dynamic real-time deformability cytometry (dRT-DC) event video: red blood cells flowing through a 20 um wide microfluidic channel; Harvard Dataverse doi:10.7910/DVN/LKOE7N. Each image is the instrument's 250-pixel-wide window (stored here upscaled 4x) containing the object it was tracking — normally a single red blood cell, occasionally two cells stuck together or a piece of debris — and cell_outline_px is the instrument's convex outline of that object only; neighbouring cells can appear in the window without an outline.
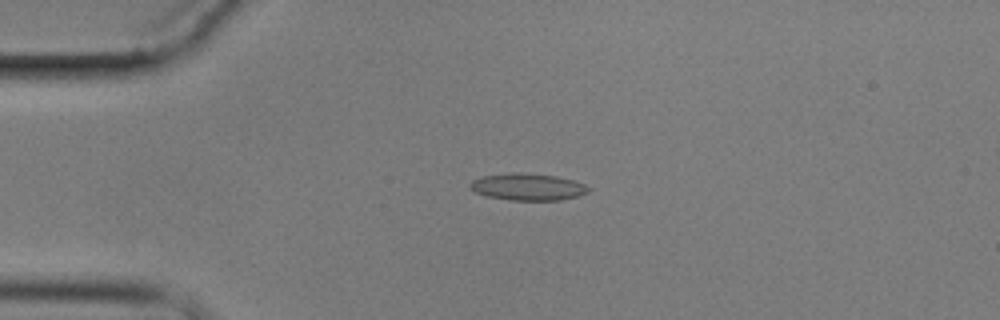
{"species": "common noctule bat (a hibernating species)", "species_latin": "Nyctalus noctula", "temperature_condition": "cold", "stored_images_in_passage": 3, "camera_frame_rate_fps": 3000, "um_per_image_px": 0.085, "animal": {"sex": "male", "body_mass_g": 17.9}, "frame": {"image": 1, "passage_image": 2, "time_ms": 2.333, "image_size_px": [1000, 320], "cell_outline_px": [[592, 188], [588, 192], [580, 196], [560, 200], [512, 200], [488, 196], [476, 192], [468, 184], [472, 180], [480, 176], [512, 172], [556, 176], [572, 180], [584, 184]], "centroid_in_image_um": [44.88, 15.88], "position_along_channel_um": 40.1, "area_um2": 18.5}}